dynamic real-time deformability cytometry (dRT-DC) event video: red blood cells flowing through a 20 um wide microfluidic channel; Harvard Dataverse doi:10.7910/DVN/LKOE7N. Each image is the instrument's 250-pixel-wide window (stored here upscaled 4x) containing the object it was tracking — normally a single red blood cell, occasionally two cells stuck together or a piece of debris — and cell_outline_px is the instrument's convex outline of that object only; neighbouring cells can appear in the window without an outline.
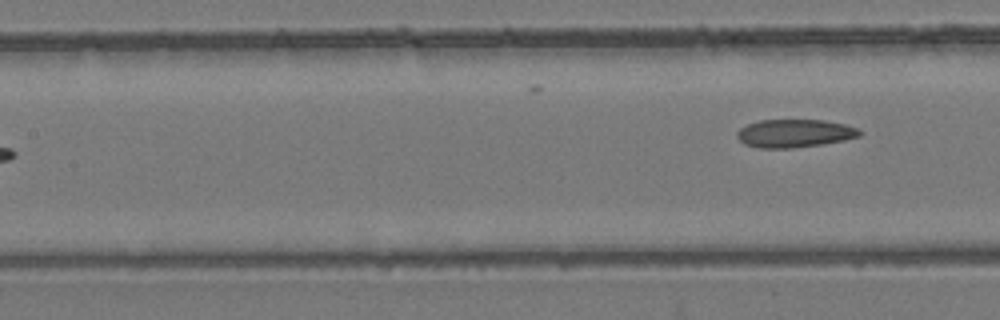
{"species": "common noctule bat (a hibernating species)", "species_latin": "Nyctalus noctula", "temperature_condition": "room temperature", "stored_images_in_passage": 7, "segment_of_instrument_passage": [2, 2], "camera_frame_rate_fps": 3000, "um_per_image_px": 0.085, "animal": {"sex": "female", "body_mass_g": 24.6, "forearm_length_mm": 56.2}, "frame": {"image": 1, "passage_image": 7, "time_ms": 8.0, "image_size_px": [1000, 320], "cell_outline_px": [[864, 132], [860, 136], [844, 140], [820, 144], [792, 148], [760, 148], [744, 144], [736, 136], [736, 132], [740, 128], [748, 124], [760, 120], [824, 120], [844, 124], [856, 128]], "centroid_in_image_um": [67.53, 11.33], "position_along_channel_um": 139.9, "area_um2": 20.0}}